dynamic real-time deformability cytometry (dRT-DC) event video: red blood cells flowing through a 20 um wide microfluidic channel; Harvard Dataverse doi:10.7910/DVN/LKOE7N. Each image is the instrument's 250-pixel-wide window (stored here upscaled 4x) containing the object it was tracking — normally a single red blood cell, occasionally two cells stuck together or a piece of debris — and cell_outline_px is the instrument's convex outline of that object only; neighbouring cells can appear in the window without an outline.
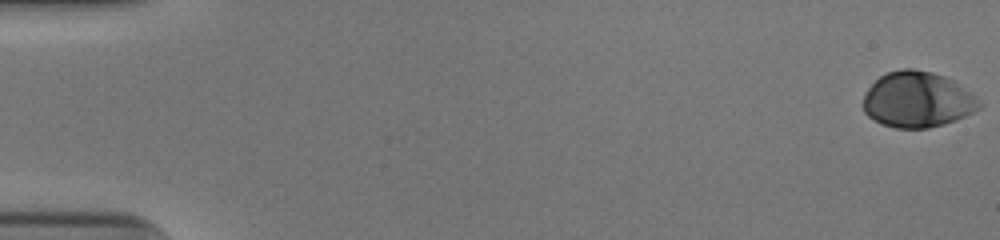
{"species": "human", "species_latin": "Homo sapiens", "temperature_condition": "cold", "stored_images_in_passage": 53, "camera_frame_rate_fps": 3000, "um_per_image_px": 0.085, "donor": {"sex": "male"}, "frame": {"image": 1, "passage_image": 1, "time_ms": 0.0, "image_size_px": [1000, 240], "cell_outline_px": [[984, 104], [980, 108], [956, 120], [944, 124], [928, 128], [896, 128], [884, 124], [868, 116], [864, 112], [864, 96], [868, 88], [880, 76], [888, 72], [900, 68], [912, 68], [932, 72], [956, 80], [976, 96]], "centroid_in_image_um": [78.03, 8.45], "position_along_channel_um": 7.0, "area_um2": 37.86}}
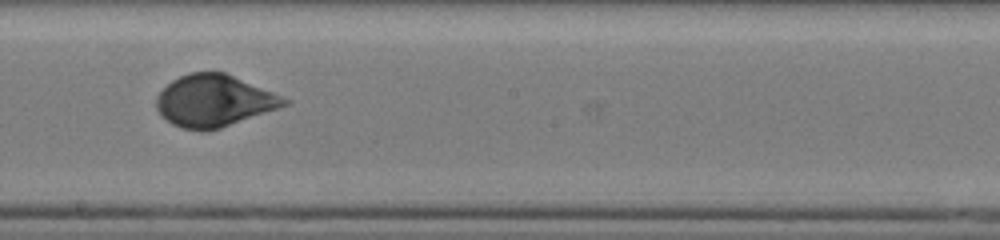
{"frame": {"image": 2, "passage_image": 31, "time_ms": 10.0, "image_size_px": [1000, 240], "cell_outline_px": [[292, 100], [288, 104], [220, 128], [208, 132], [180, 128], [172, 124], [156, 108], [156, 96], [172, 80], [188, 72], [224, 72]], "centroid_in_image_um": [18.17, 8.57], "position_along_channel_um": 230.0, "area_um2": 38.26}}
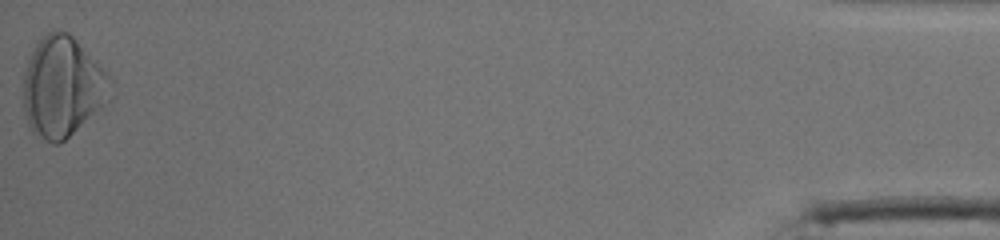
{"frame": {"image": 3, "passage_image": 53, "time_ms": 17.333, "image_size_px": [1000, 240], "cell_outline_px": [[112, 80], [100, 104], [60, 144], [52, 144], [36, 136], [32, 132], [28, 124], [24, 112], [24, 72], [28, 60], [36, 44], [48, 32], [56, 28], [68, 32], [76, 40]], "centroid_in_image_um": [5.2, 7.36], "position_along_channel_um": 430.0, "area_um2": 49.07}, "authors_computed_cell_mechanics": {"area_um2": 37.4544, "velocity_mm_per_s": 3.9563, "shape_relaxation_time_tau1_ms": 4.909, "shape_relaxation_time_tau2_ms": null, "deformation_change_tau1": 0.1535, "deformation_change_tau2": null}}